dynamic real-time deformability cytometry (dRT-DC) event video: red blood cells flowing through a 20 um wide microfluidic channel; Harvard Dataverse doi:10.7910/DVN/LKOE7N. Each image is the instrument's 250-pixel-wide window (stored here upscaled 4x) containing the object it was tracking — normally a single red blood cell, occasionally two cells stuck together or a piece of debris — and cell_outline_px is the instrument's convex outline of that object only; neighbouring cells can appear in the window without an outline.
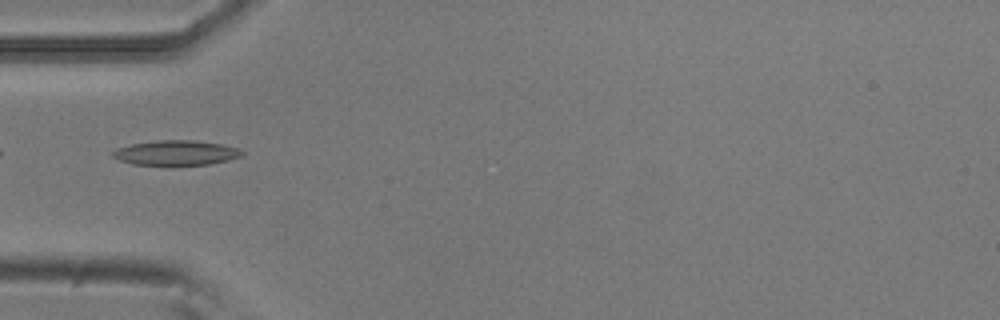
{"species": "common noctule bat (a hibernating species)", "species_latin": "Nyctalus noctula", "temperature_condition": "room temperature", "stored_images_in_passage": 19, "camera_frame_rate_fps": 3000, "um_per_image_px": 0.085, "animal": {"sex": "male", "body_mass_g": 20.5, "forearm_length_mm": 52.5}, "frame": {"image": 1, "passage_image": 1, "time_ms": 0.0, "image_size_px": [1000, 320], "cell_outline_px": [[244, 152], [240, 156], [228, 160], [208, 164], [172, 168], [132, 164], [120, 160], [112, 156], [112, 152], [116, 148], [132, 144], [156, 140], [196, 140], [220, 144], [236, 148]], "centroid_in_image_um": [14.91, 13.03], "position_along_channel_um": 70.1, "area_um2": 19.42}}